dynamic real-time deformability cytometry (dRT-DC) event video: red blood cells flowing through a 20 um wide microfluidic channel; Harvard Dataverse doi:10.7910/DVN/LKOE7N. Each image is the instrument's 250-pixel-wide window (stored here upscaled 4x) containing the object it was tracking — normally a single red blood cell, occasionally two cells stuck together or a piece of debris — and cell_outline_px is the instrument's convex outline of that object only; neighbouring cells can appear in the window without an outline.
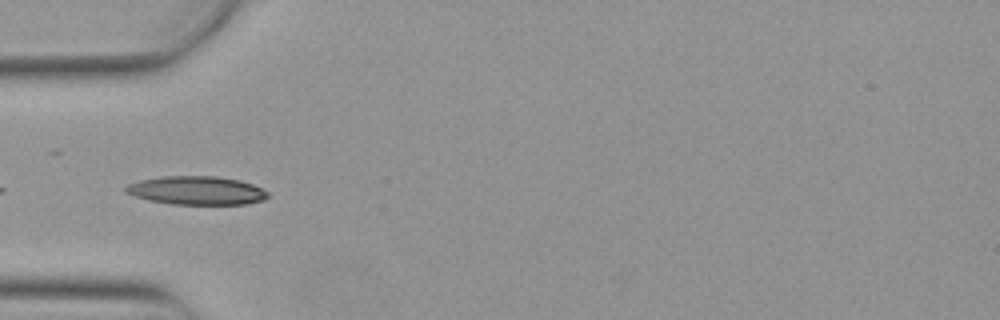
{"species": "Egyptian fruit bat (a non-hibernating species)", "species_latin": "Rousettus aegyptiacus", "temperature_condition": "warm", "stored_images_in_passage": 9, "camera_frame_rate_fps": 3000, "um_per_image_px": 0.085, "animal": {"sex": "female"}, "frame": {"image": 1, "passage_image": 2, "time_ms": 0.333, "image_size_px": [1000, 320], "cell_outline_px": [[268, 196], [264, 200], [244, 204], [172, 204], [148, 200], [124, 192], [124, 188], [128, 184], [140, 180], [160, 176], [216, 176], [240, 180], [252, 184], [268, 192]], "centroid_in_image_um": [16.69, 16.18], "position_along_channel_um": 68.3, "area_um2": 23.58}}